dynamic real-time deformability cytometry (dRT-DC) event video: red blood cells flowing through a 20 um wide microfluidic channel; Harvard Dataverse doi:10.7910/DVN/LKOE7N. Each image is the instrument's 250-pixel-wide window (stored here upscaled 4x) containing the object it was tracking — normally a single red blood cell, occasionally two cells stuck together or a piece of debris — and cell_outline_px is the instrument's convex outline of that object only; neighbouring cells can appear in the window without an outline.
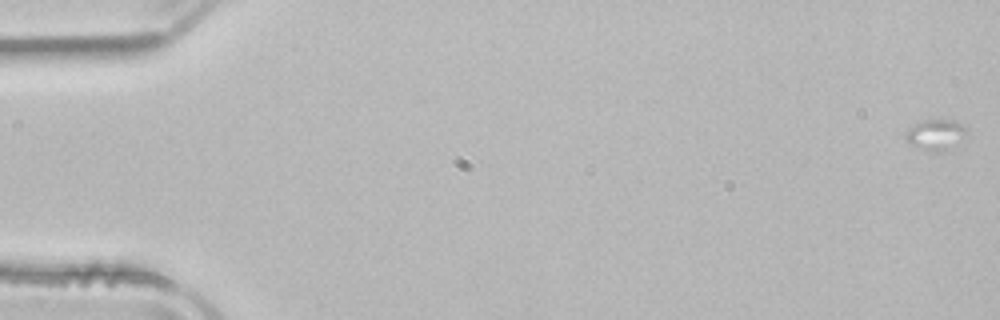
{"species": "common noctule bat (a hibernating species)", "species_latin": "Nyctalus noctula", "temperature_condition": "room temperature", "stored_images_in_passage": 10, "camera_frame_rate_fps": 3000, "um_per_image_px": 0.085, "animal": {"sex": "male", "body_mass_g": 21.5, "forearm_length_mm": 52.0}, "frame": {"image": 1, "passage_image": 1, "time_ms": 0.0, "image_size_px": [1000, 320], "cell_outline_px": [[968, 132], [944, 152], [932, 152], [912, 144], [904, 136], [908, 128], [924, 120], [952, 120], [968, 128]], "centroid_in_image_um": [79.53, 11.44], "position_along_channel_um": 5.5, "area_um2": 10.52}}